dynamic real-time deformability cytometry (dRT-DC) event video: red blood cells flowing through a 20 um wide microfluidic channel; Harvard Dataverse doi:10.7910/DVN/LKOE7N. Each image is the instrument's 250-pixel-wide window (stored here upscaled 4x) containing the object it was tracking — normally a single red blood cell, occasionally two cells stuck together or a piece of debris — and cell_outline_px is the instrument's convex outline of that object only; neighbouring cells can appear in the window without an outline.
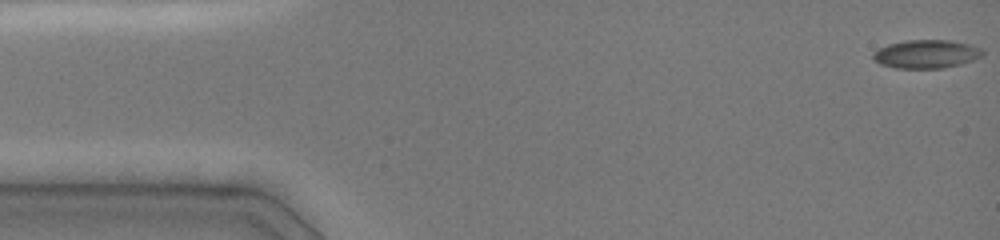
{"species": "common noctule bat (a hibernating species)", "species_latin": "Nyctalus noctula", "temperature_condition": "cold", "stored_images_in_passage": 60, "camera_frame_rate_fps": 3000, "um_per_image_px": 0.085, "animal": {"sex": "female", "body_mass_g": 19.0, "forearm_length_mm": 51.5}, "frame": {"image": 1, "passage_image": 1, "time_ms": 0.0, "image_size_px": [1000, 240], "cell_outline_px": [[984, 56], [960, 64], [944, 68], [896, 68], [880, 64], [872, 56], [872, 52], [888, 44], [904, 40], [948, 40], [972, 44], [984, 48]], "centroid_in_image_um": [78.78, 4.58], "position_along_channel_um": 6.2, "area_um2": 18.32}}
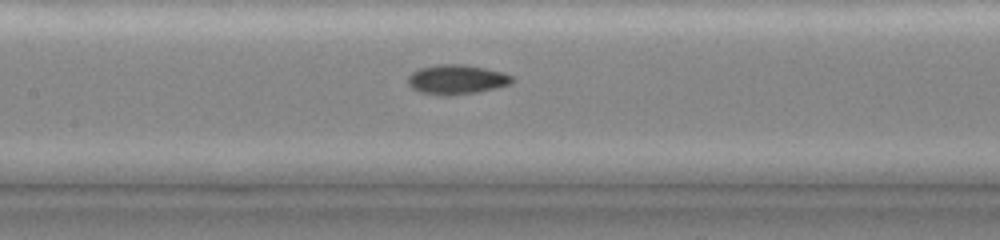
{"frame": {"image": 2, "passage_image": 27, "time_ms": 7.0, "image_size_px": [1000, 240], "cell_outline_px": [[516, 80], [512, 84], [496, 88], [476, 92], [448, 96], [444, 96], [420, 92], [412, 88], [408, 84], [408, 76], [412, 72], [420, 68], [440, 64], [464, 64], [504, 72], [512, 76]], "centroid_in_image_um": [38.84, 6.76], "position_along_channel_um": 168.6, "area_um2": 18.09}}
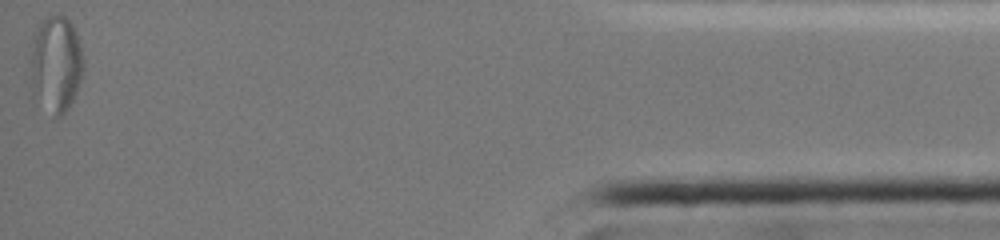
{"frame": {"image": 3, "passage_image": 59, "time_ms": 15.333, "image_size_px": [1000, 240], "cell_outline_px": [[84, 68], [76, 92], [72, 100], [64, 112], [60, 116], [56, 116], [32, 100], [32, 44], [36, 28], [40, 20], [48, 16], [64, 16], [72, 24], [76, 32], [80, 48]], "centroid_in_image_um": [4.73, 5.46], "position_along_channel_um": 430.5, "area_um2": 29.48}, "authors_computed_cell_mechanics": {"area_um2": 17.629, "velocity_mm_per_s": 4.0552, "shape_relaxation_time_tau1_ms": null, "shape_relaxation_time_tau2_ms": 2.8639, "deformation_change_tau1": null, "deformation_change_tau2": 0.062}}